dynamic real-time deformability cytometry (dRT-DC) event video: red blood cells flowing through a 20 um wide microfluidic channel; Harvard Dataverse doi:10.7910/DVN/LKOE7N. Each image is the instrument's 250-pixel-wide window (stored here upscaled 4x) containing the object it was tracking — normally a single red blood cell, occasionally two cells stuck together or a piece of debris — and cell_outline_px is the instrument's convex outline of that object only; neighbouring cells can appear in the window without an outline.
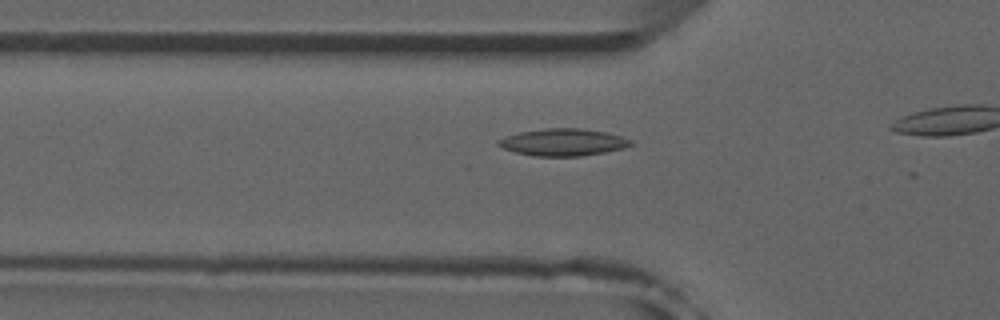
{"species": "common noctule bat (a hibernating species)", "species_latin": "Nyctalus noctula", "temperature_condition": "room temperature", "stored_images_in_passage": 12, "camera_frame_rate_fps": 3000, "um_per_image_px": 0.085, "animal": {"sex": "male", "forearm_length_mm": 52.5}, "frame": {"image": 1, "passage_image": 7, "time_ms": 2.0, "image_size_px": [1000, 320], "cell_outline_px": [[632, 144], [624, 148], [604, 152], [580, 156], [532, 156], [516, 152], [504, 148], [496, 144], [496, 140], [520, 132], [544, 128], [580, 128], [604, 132], [620, 136], [632, 140]], "centroid_in_image_um": [47.84, 12.09], "position_along_channel_um": 78.0, "area_um2": 20.75}}
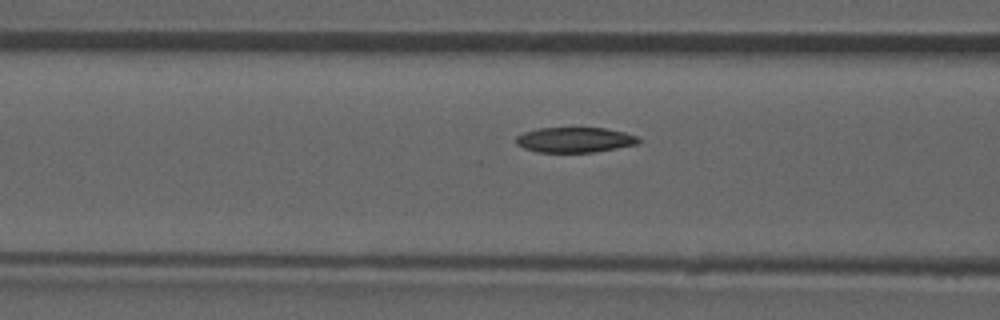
{"frame": {"image": 2, "passage_image": 10, "time_ms": 3.0, "image_size_px": [1000, 320], "cell_outline_px": [[644, 140], [640, 144], [592, 152], [536, 152], [524, 148], [516, 144], [516, 136], [524, 132], [536, 128], [604, 128], [624, 132], [636, 136]], "centroid_in_image_um": [48.87, 11.88], "position_along_channel_um": 117.7, "area_um2": 18.09}}